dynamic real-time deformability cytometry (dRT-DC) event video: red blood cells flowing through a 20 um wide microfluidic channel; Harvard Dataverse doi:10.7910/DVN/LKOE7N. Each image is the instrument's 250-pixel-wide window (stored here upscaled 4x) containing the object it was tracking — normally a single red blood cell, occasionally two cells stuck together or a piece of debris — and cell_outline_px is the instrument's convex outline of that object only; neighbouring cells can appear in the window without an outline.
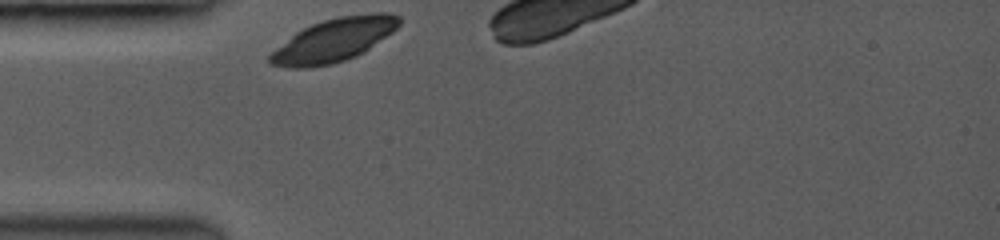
{"species": "common noctule bat (a hibernating species)", "species_latin": "Nyctalus noctula", "temperature_condition": "room temperature", "stored_images_in_passage": 9, "camera_frame_rate_fps": 3500, "um_per_image_px": 0.085, "animal": {"sex": "female", "body_mass_g": 19.0, "forearm_length_mm": 53.3}, "frame": {"image": 1, "passage_image": 1, "time_ms": 0.0, "image_size_px": [1000, 240], "cell_outline_px": [[400, 24], [392, 32], [364, 52], [356, 56], [332, 64], [308, 68], [292, 68], [268, 64], [268, 56], [276, 48], [296, 32], [312, 24], [324, 20], [340, 16], [376, 12], [388, 12], [400, 16]], "centroid_in_image_um": [28.38, 3.41], "position_along_channel_um": 56.6, "area_um2": 32.48}}